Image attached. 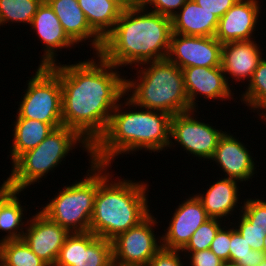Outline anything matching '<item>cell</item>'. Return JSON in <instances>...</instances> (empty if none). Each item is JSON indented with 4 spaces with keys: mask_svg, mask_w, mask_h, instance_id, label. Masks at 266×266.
I'll list each match as a JSON object with an SVG mask.
<instances>
[{
    "mask_svg": "<svg viewBox=\"0 0 266 266\" xmlns=\"http://www.w3.org/2000/svg\"><path fill=\"white\" fill-rule=\"evenodd\" d=\"M96 57L98 61L94 57L49 66L60 78L63 126L76 130L91 146L105 132L114 108L126 95L127 78L99 54Z\"/></svg>",
    "mask_w": 266,
    "mask_h": 266,
    "instance_id": "cell-1",
    "label": "cell"
},
{
    "mask_svg": "<svg viewBox=\"0 0 266 266\" xmlns=\"http://www.w3.org/2000/svg\"><path fill=\"white\" fill-rule=\"evenodd\" d=\"M148 9L140 3L122 11L103 39L98 54L104 60L122 68L167 59L173 33L171 18Z\"/></svg>",
    "mask_w": 266,
    "mask_h": 266,
    "instance_id": "cell-2",
    "label": "cell"
},
{
    "mask_svg": "<svg viewBox=\"0 0 266 266\" xmlns=\"http://www.w3.org/2000/svg\"><path fill=\"white\" fill-rule=\"evenodd\" d=\"M125 100L114 108L105 132L91 146V162L111 166L120 154L142 149L160 152L174 146L170 139L171 115L142 107L136 111L137 105L127 97ZM123 104L135 108L124 111Z\"/></svg>",
    "mask_w": 266,
    "mask_h": 266,
    "instance_id": "cell-3",
    "label": "cell"
},
{
    "mask_svg": "<svg viewBox=\"0 0 266 266\" xmlns=\"http://www.w3.org/2000/svg\"><path fill=\"white\" fill-rule=\"evenodd\" d=\"M108 167L110 165L97 164V192L90 232L112 241L119 234L140 224L151 212L147 205L149 185L119 177L112 181L113 174L110 175Z\"/></svg>",
    "mask_w": 266,
    "mask_h": 266,
    "instance_id": "cell-4",
    "label": "cell"
},
{
    "mask_svg": "<svg viewBox=\"0 0 266 266\" xmlns=\"http://www.w3.org/2000/svg\"><path fill=\"white\" fill-rule=\"evenodd\" d=\"M142 65L146 66L142 68ZM137 68L138 80L125 81V92L137 107L162 111L171 116L192 110L183 72L177 65L163 59L142 63Z\"/></svg>",
    "mask_w": 266,
    "mask_h": 266,
    "instance_id": "cell-5",
    "label": "cell"
},
{
    "mask_svg": "<svg viewBox=\"0 0 266 266\" xmlns=\"http://www.w3.org/2000/svg\"><path fill=\"white\" fill-rule=\"evenodd\" d=\"M79 143L89 153L91 163V145L76 130L66 126L54 129L36 148L24 152L12 163L11 174L7 177L11 189L23 191L39 183Z\"/></svg>",
    "mask_w": 266,
    "mask_h": 266,
    "instance_id": "cell-6",
    "label": "cell"
},
{
    "mask_svg": "<svg viewBox=\"0 0 266 266\" xmlns=\"http://www.w3.org/2000/svg\"><path fill=\"white\" fill-rule=\"evenodd\" d=\"M84 180L67 185L52 198L41 212L70 233L90 232V222L97 192V163L91 162Z\"/></svg>",
    "mask_w": 266,
    "mask_h": 266,
    "instance_id": "cell-7",
    "label": "cell"
},
{
    "mask_svg": "<svg viewBox=\"0 0 266 266\" xmlns=\"http://www.w3.org/2000/svg\"><path fill=\"white\" fill-rule=\"evenodd\" d=\"M28 80L16 118H29L48 124H63L62 89L59 76L47 66H38Z\"/></svg>",
    "mask_w": 266,
    "mask_h": 266,
    "instance_id": "cell-8",
    "label": "cell"
},
{
    "mask_svg": "<svg viewBox=\"0 0 266 266\" xmlns=\"http://www.w3.org/2000/svg\"><path fill=\"white\" fill-rule=\"evenodd\" d=\"M157 223L151 213L140 224L114 238L112 240L114 265L146 266L162 248L161 236L156 237L153 230Z\"/></svg>",
    "mask_w": 266,
    "mask_h": 266,
    "instance_id": "cell-9",
    "label": "cell"
},
{
    "mask_svg": "<svg viewBox=\"0 0 266 266\" xmlns=\"http://www.w3.org/2000/svg\"><path fill=\"white\" fill-rule=\"evenodd\" d=\"M193 112L197 111L191 110L171 116L170 138L192 156L211 161L219 139L225 132L197 120Z\"/></svg>",
    "mask_w": 266,
    "mask_h": 266,
    "instance_id": "cell-10",
    "label": "cell"
},
{
    "mask_svg": "<svg viewBox=\"0 0 266 266\" xmlns=\"http://www.w3.org/2000/svg\"><path fill=\"white\" fill-rule=\"evenodd\" d=\"M112 241L92 232L70 233L54 266H112Z\"/></svg>",
    "mask_w": 266,
    "mask_h": 266,
    "instance_id": "cell-11",
    "label": "cell"
},
{
    "mask_svg": "<svg viewBox=\"0 0 266 266\" xmlns=\"http://www.w3.org/2000/svg\"><path fill=\"white\" fill-rule=\"evenodd\" d=\"M222 44L213 37L172 33L167 59L180 69L221 66Z\"/></svg>",
    "mask_w": 266,
    "mask_h": 266,
    "instance_id": "cell-12",
    "label": "cell"
},
{
    "mask_svg": "<svg viewBox=\"0 0 266 266\" xmlns=\"http://www.w3.org/2000/svg\"><path fill=\"white\" fill-rule=\"evenodd\" d=\"M69 235L67 229L39 211L30 220L28 219L22 239L48 266H54L60 249Z\"/></svg>",
    "mask_w": 266,
    "mask_h": 266,
    "instance_id": "cell-13",
    "label": "cell"
},
{
    "mask_svg": "<svg viewBox=\"0 0 266 266\" xmlns=\"http://www.w3.org/2000/svg\"><path fill=\"white\" fill-rule=\"evenodd\" d=\"M210 217L196 195L179 203L169 222L167 231L162 235V248L181 251L193 233Z\"/></svg>",
    "mask_w": 266,
    "mask_h": 266,
    "instance_id": "cell-14",
    "label": "cell"
},
{
    "mask_svg": "<svg viewBox=\"0 0 266 266\" xmlns=\"http://www.w3.org/2000/svg\"><path fill=\"white\" fill-rule=\"evenodd\" d=\"M185 90L192 110H197L196 98L201 94L206 100H231L234 93L225 79L221 66L218 67H187L182 69ZM198 96V97H197ZM231 98V99H230ZM196 101V102H195Z\"/></svg>",
    "mask_w": 266,
    "mask_h": 266,
    "instance_id": "cell-15",
    "label": "cell"
},
{
    "mask_svg": "<svg viewBox=\"0 0 266 266\" xmlns=\"http://www.w3.org/2000/svg\"><path fill=\"white\" fill-rule=\"evenodd\" d=\"M258 0H238L220 19L215 38L221 43L253 40L261 8Z\"/></svg>",
    "mask_w": 266,
    "mask_h": 266,
    "instance_id": "cell-16",
    "label": "cell"
},
{
    "mask_svg": "<svg viewBox=\"0 0 266 266\" xmlns=\"http://www.w3.org/2000/svg\"><path fill=\"white\" fill-rule=\"evenodd\" d=\"M30 27L36 32V36L41 39L45 45L44 55H42L39 66L55 65L57 59V50L70 48L76 43L67 35L52 7L46 0L39 5L34 15ZM59 48V49H58ZM56 56V57H55Z\"/></svg>",
    "mask_w": 266,
    "mask_h": 266,
    "instance_id": "cell-17",
    "label": "cell"
},
{
    "mask_svg": "<svg viewBox=\"0 0 266 266\" xmlns=\"http://www.w3.org/2000/svg\"><path fill=\"white\" fill-rule=\"evenodd\" d=\"M243 144L225 131L211 158L224 171L225 178L227 176V178L238 180L241 183L250 181L249 179H252L256 172L254 158Z\"/></svg>",
    "mask_w": 266,
    "mask_h": 266,
    "instance_id": "cell-18",
    "label": "cell"
},
{
    "mask_svg": "<svg viewBox=\"0 0 266 266\" xmlns=\"http://www.w3.org/2000/svg\"><path fill=\"white\" fill-rule=\"evenodd\" d=\"M256 42L255 40H249L222 44L221 68L229 85L228 79L231 77L236 82L241 83V80L247 79L248 83L252 79L263 55L262 49Z\"/></svg>",
    "mask_w": 266,
    "mask_h": 266,
    "instance_id": "cell-19",
    "label": "cell"
},
{
    "mask_svg": "<svg viewBox=\"0 0 266 266\" xmlns=\"http://www.w3.org/2000/svg\"><path fill=\"white\" fill-rule=\"evenodd\" d=\"M46 1L54 10L64 31L76 44L90 40L92 48L96 51L94 53L100 52L103 40L89 26L77 0Z\"/></svg>",
    "mask_w": 266,
    "mask_h": 266,
    "instance_id": "cell-20",
    "label": "cell"
},
{
    "mask_svg": "<svg viewBox=\"0 0 266 266\" xmlns=\"http://www.w3.org/2000/svg\"><path fill=\"white\" fill-rule=\"evenodd\" d=\"M171 21L173 33L203 37L215 36L219 24V18L214 13L199 6L194 0H187Z\"/></svg>",
    "mask_w": 266,
    "mask_h": 266,
    "instance_id": "cell-21",
    "label": "cell"
},
{
    "mask_svg": "<svg viewBox=\"0 0 266 266\" xmlns=\"http://www.w3.org/2000/svg\"><path fill=\"white\" fill-rule=\"evenodd\" d=\"M240 182L231 178H219L217 182L209 185V189L203 194H196V197L201 201L203 208L206 210L210 218L222 219L232 215L239 204V189Z\"/></svg>",
    "mask_w": 266,
    "mask_h": 266,
    "instance_id": "cell-22",
    "label": "cell"
},
{
    "mask_svg": "<svg viewBox=\"0 0 266 266\" xmlns=\"http://www.w3.org/2000/svg\"><path fill=\"white\" fill-rule=\"evenodd\" d=\"M13 144L10 149L12 163L24 152L36 148L54 129L63 124H48L29 118H16Z\"/></svg>",
    "mask_w": 266,
    "mask_h": 266,
    "instance_id": "cell-23",
    "label": "cell"
},
{
    "mask_svg": "<svg viewBox=\"0 0 266 266\" xmlns=\"http://www.w3.org/2000/svg\"><path fill=\"white\" fill-rule=\"evenodd\" d=\"M91 29L103 40L114 28L122 9L111 0H77Z\"/></svg>",
    "mask_w": 266,
    "mask_h": 266,
    "instance_id": "cell-24",
    "label": "cell"
},
{
    "mask_svg": "<svg viewBox=\"0 0 266 266\" xmlns=\"http://www.w3.org/2000/svg\"><path fill=\"white\" fill-rule=\"evenodd\" d=\"M21 191L10 190L1 200H0V231H5L8 234L0 239V243L7 240H20L23 238L24 230L26 229V223L23 222V211L26 208L20 204L17 195ZM25 223V225H24ZM25 228H23L24 226Z\"/></svg>",
    "mask_w": 266,
    "mask_h": 266,
    "instance_id": "cell-25",
    "label": "cell"
},
{
    "mask_svg": "<svg viewBox=\"0 0 266 266\" xmlns=\"http://www.w3.org/2000/svg\"><path fill=\"white\" fill-rule=\"evenodd\" d=\"M245 92L241 95L242 104L253 109V112L262 110L258 113L262 121L266 120V58H262L254 71L252 79L247 83ZM255 110V111H254ZM264 110V111H263Z\"/></svg>",
    "mask_w": 266,
    "mask_h": 266,
    "instance_id": "cell-26",
    "label": "cell"
},
{
    "mask_svg": "<svg viewBox=\"0 0 266 266\" xmlns=\"http://www.w3.org/2000/svg\"><path fill=\"white\" fill-rule=\"evenodd\" d=\"M0 264L2 266H48L23 239L0 243Z\"/></svg>",
    "mask_w": 266,
    "mask_h": 266,
    "instance_id": "cell-27",
    "label": "cell"
},
{
    "mask_svg": "<svg viewBox=\"0 0 266 266\" xmlns=\"http://www.w3.org/2000/svg\"><path fill=\"white\" fill-rule=\"evenodd\" d=\"M43 0H0V26L6 23L31 24Z\"/></svg>",
    "mask_w": 266,
    "mask_h": 266,
    "instance_id": "cell-28",
    "label": "cell"
},
{
    "mask_svg": "<svg viewBox=\"0 0 266 266\" xmlns=\"http://www.w3.org/2000/svg\"><path fill=\"white\" fill-rule=\"evenodd\" d=\"M222 220L209 218L192 235L187 245L181 252H196L210 249L211 242L214 240L218 230L222 227Z\"/></svg>",
    "mask_w": 266,
    "mask_h": 266,
    "instance_id": "cell-29",
    "label": "cell"
},
{
    "mask_svg": "<svg viewBox=\"0 0 266 266\" xmlns=\"http://www.w3.org/2000/svg\"><path fill=\"white\" fill-rule=\"evenodd\" d=\"M238 223L234 225L237 232L248 243L251 249L264 251L265 231L259 226H252L250 222L242 215H239ZM238 227V228H237Z\"/></svg>",
    "mask_w": 266,
    "mask_h": 266,
    "instance_id": "cell-30",
    "label": "cell"
},
{
    "mask_svg": "<svg viewBox=\"0 0 266 266\" xmlns=\"http://www.w3.org/2000/svg\"><path fill=\"white\" fill-rule=\"evenodd\" d=\"M242 209L239 214H242L252 226H259L266 232V200L259 198L245 199Z\"/></svg>",
    "mask_w": 266,
    "mask_h": 266,
    "instance_id": "cell-31",
    "label": "cell"
},
{
    "mask_svg": "<svg viewBox=\"0 0 266 266\" xmlns=\"http://www.w3.org/2000/svg\"><path fill=\"white\" fill-rule=\"evenodd\" d=\"M231 245V228L221 227L214 240L211 242L210 250L223 262H229V251Z\"/></svg>",
    "mask_w": 266,
    "mask_h": 266,
    "instance_id": "cell-32",
    "label": "cell"
},
{
    "mask_svg": "<svg viewBox=\"0 0 266 266\" xmlns=\"http://www.w3.org/2000/svg\"><path fill=\"white\" fill-rule=\"evenodd\" d=\"M187 0H141V3L150 11L172 18L186 3ZM154 9V10H153ZM178 10V11H177Z\"/></svg>",
    "mask_w": 266,
    "mask_h": 266,
    "instance_id": "cell-33",
    "label": "cell"
},
{
    "mask_svg": "<svg viewBox=\"0 0 266 266\" xmlns=\"http://www.w3.org/2000/svg\"><path fill=\"white\" fill-rule=\"evenodd\" d=\"M179 250L161 248L146 266H184Z\"/></svg>",
    "mask_w": 266,
    "mask_h": 266,
    "instance_id": "cell-34",
    "label": "cell"
},
{
    "mask_svg": "<svg viewBox=\"0 0 266 266\" xmlns=\"http://www.w3.org/2000/svg\"><path fill=\"white\" fill-rule=\"evenodd\" d=\"M229 251V262L236 263L240 258L250 254L252 250L243 237L237 232L232 225L231 228V245Z\"/></svg>",
    "mask_w": 266,
    "mask_h": 266,
    "instance_id": "cell-35",
    "label": "cell"
},
{
    "mask_svg": "<svg viewBox=\"0 0 266 266\" xmlns=\"http://www.w3.org/2000/svg\"><path fill=\"white\" fill-rule=\"evenodd\" d=\"M184 253L189 255L188 260L191 264L188 265L191 266H220L223 262L210 249Z\"/></svg>",
    "mask_w": 266,
    "mask_h": 266,
    "instance_id": "cell-36",
    "label": "cell"
},
{
    "mask_svg": "<svg viewBox=\"0 0 266 266\" xmlns=\"http://www.w3.org/2000/svg\"><path fill=\"white\" fill-rule=\"evenodd\" d=\"M199 6L209 12L214 13L219 19L238 1V0H194Z\"/></svg>",
    "mask_w": 266,
    "mask_h": 266,
    "instance_id": "cell-37",
    "label": "cell"
},
{
    "mask_svg": "<svg viewBox=\"0 0 266 266\" xmlns=\"http://www.w3.org/2000/svg\"><path fill=\"white\" fill-rule=\"evenodd\" d=\"M266 259L264 251L251 250L250 254L243 258H240L235 265L236 266H259Z\"/></svg>",
    "mask_w": 266,
    "mask_h": 266,
    "instance_id": "cell-38",
    "label": "cell"
},
{
    "mask_svg": "<svg viewBox=\"0 0 266 266\" xmlns=\"http://www.w3.org/2000/svg\"><path fill=\"white\" fill-rule=\"evenodd\" d=\"M115 2L122 10L135 7L141 3L140 0H111Z\"/></svg>",
    "mask_w": 266,
    "mask_h": 266,
    "instance_id": "cell-39",
    "label": "cell"
},
{
    "mask_svg": "<svg viewBox=\"0 0 266 266\" xmlns=\"http://www.w3.org/2000/svg\"><path fill=\"white\" fill-rule=\"evenodd\" d=\"M11 190V186L6 179L0 186V200Z\"/></svg>",
    "mask_w": 266,
    "mask_h": 266,
    "instance_id": "cell-40",
    "label": "cell"
},
{
    "mask_svg": "<svg viewBox=\"0 0 266 266\" xmlns=\"http://www.w3.org/2000/svg\"><path fill=\"white\" fill-rule=\"evenodd\" d=\"M220 266H236L234 263L231 262H222Z\"/></svg>",
    "mask_w": 266,
    "mask_h": 266,
    "instance_id": "cell-41",
    "label": "cell"
},
{
    "mask_svg": "<svg viewBox=\"0 0 266 266\" xmlns=\"http://www.w3.org/2000/svg\"><path fill=\"white\" fill-rule=\"evenodd\" d=\"M264 252L266 254V233H265V238H264Z\"/></svg>",
    "mask_w": 266,
    "mask_h": 266,
    "instance_id": "cell-42",
    "label": "cell"
},
{
    "mask_svg": "<svg viewBox=\"0 0 266 266\" xmlns=\"http://www.w3.org/2000/svg\"><path fill=\"white\" fill-rule=\"evenodd\" d=\"M259 266H266V259Z\"/></svg>",
    "mask_w": 266,
    "mask_h": 266,
    "instance_id": "cell-43",
    "label": "cell"
},
{
    "mask_svg": "<svg viewBox=\"0 0 266 266\" xmlns=\"http://www.w3.org/2000/svg\"><path fill=\"white\" fill-rule=\"evenodd\" d=\"M120 266H140V265H120Z\"/></svg>",
    "mask_w": 266,
    "mask_h": 266,
    "instance_id": "cell-44",
    "label": "cell"
}]
</instances>
